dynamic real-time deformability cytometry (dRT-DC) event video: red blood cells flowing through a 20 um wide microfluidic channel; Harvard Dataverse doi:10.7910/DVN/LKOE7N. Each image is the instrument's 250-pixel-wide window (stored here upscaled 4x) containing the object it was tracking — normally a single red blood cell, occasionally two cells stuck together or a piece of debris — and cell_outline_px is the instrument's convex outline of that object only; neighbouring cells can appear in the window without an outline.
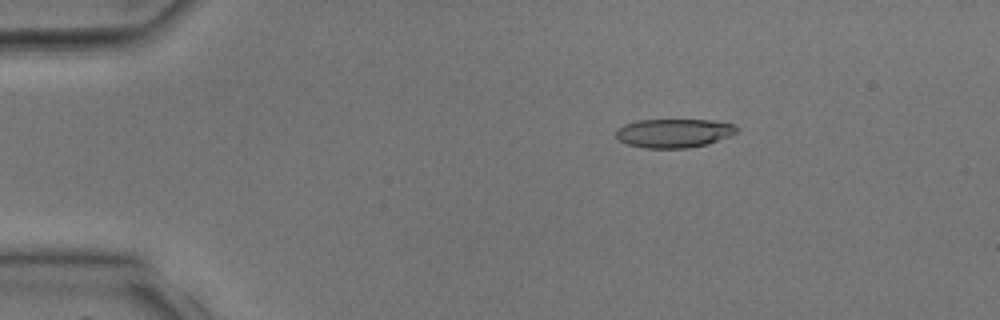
{"species": "common noctule bat (a hibernating species)", "species_latin": "Nyctalus noctula", "temperature_condition": "room temperature", "stored_images_in_passage": 32, "camera_frame_rate_fps": 3000, "um_per_image_px": 0.085, "animal": {"sex": "male", "body_mass_g": 17.9, "forearm_length_mm": 54.2}, "frame": {"image": 1, "passage_image": 1, "time_ms": 0.0, "image_size_px": [1000, 320], "cell_outline_px": [[740, 128], [732, 136], [708, 144], [688, 148], [644, 148], [628, 144], [620, 140], [616, 136], [616, 128], [624, 124], [636, 120], [712, 120], [736, 124]], "centroid_in_image_um": [57.32, 11.31], "position_along_channel_um": 27.7, "area_um2": 20.58}}
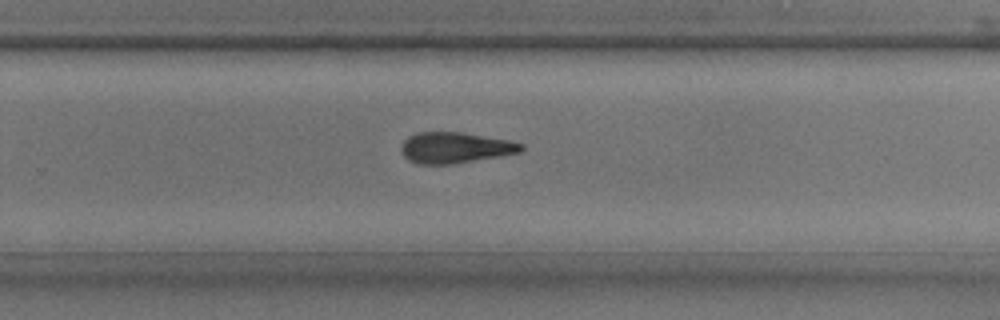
{"frame": {"image": 2, "passage_image": 20, "time_ms": 6.333, "image_size_px": [1000, 320], "cell_outline_px": [[524, 148], [520, 152], [452, 164], [416, 164], [408, 160], [404, 156], [400, 148], [404, 140], [408, 136], [416, 132], [460, 132], [508, 140], [524, 144]], "centroid_in_image_um": [38.64, 12.55], "position_along_channel_um": 291.2, "area_um2": 21.5}}
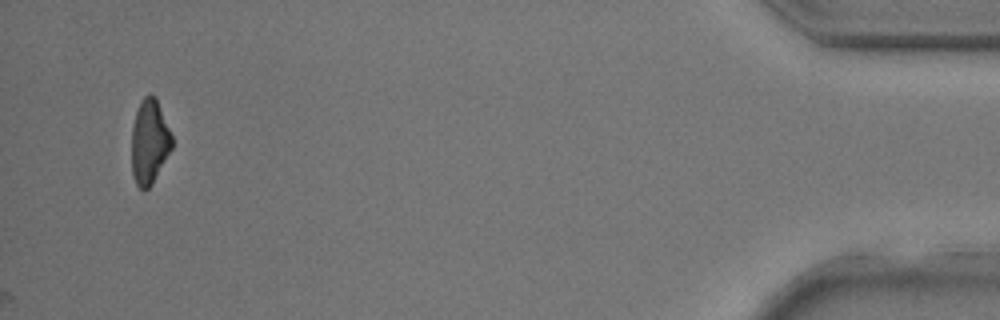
{"frame": {"image": 3, "passage_image": 32, "time_ms": 10.333, "image_size_px": [1000, 320], "cell_outline_px": [[172, 148], [152, 184], [148, 188], [140, 188], [136, 184], [132, 172], [132, 128], [136, 112], [140, 100], [148, 92], [152, 92], [156, 96], [172, 136]], "centroid_in_image_um": [12.7, 11.99], "position_along_channel_um": 422.5, "area_um2": 19.88}}